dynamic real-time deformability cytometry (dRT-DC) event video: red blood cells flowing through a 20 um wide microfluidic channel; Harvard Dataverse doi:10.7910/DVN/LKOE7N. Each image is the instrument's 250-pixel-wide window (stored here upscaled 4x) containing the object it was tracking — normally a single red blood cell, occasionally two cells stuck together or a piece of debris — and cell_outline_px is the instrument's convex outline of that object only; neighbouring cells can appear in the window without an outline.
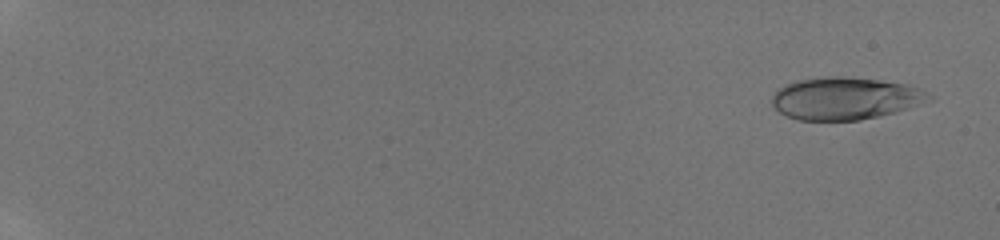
{"species": "human", "species_latin": "Homo sapiens", "temperature_condition": "room temperature", "stored_images_in_passage": 18, "camera_frame_rate_fps": 3000, "um_per_image_px": 0.085, "donor": {"sex": "male"}, "frame": {"image": 1, "passage_image": 1, "time_ms": 0.0, "image_size_px": [1000, 240], "cell_outline_px": [[936, 96], [932, 100], [896, 112], [860, 120], [796, 120], [780, 112], [772, 104], [772, 96], [784, 84], [796, 80], [828, 76], [836, 76], [880, 80], [904, 84], [920, 88]], "centroid_in_image_um": [71.87, 8.36], "position_along_channel_um": 13.1, "area_um2": 38.78}}
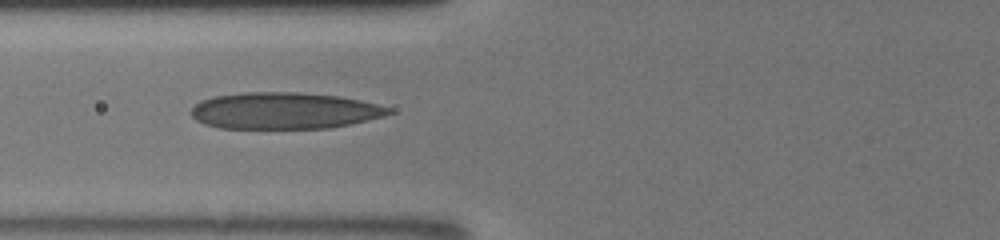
{"frame": {"image": 2, "passage_image": 12, "time_ms": 7.333, "image_size_px": [1000, 240], "cell_outline_px": [[392, 112], [384, 116], [348, 124], [328, 128], [220, 128], [204, 124], [196, 120], [192, 116], [192, 108], [200, 100], [212, 96], [244, 92], [300, 92], [340, 96], [360, 100], [392, 108]], "centroid_in_image_um": [24.14, 9.4], "position_along_channel_um": 101.7, "area_um2": 42.08}}
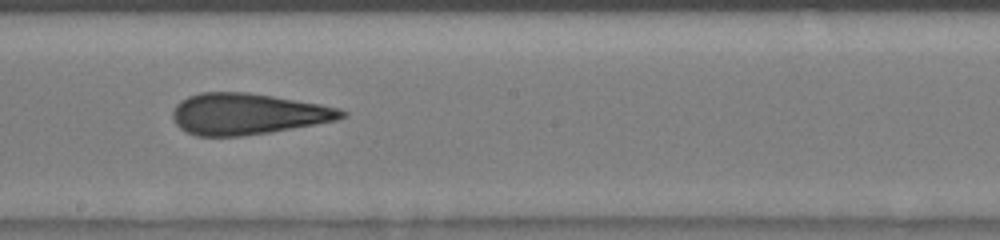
{"frame": {"image": 3, "passage_image": 17, "time_ms": 10.333, "image_size_px": [1000, 240], "cell_outline_px": [[348, 116], [336, 120], [316, 124], [268, 132], [240, 136], [196, 136], [180, 128], [172, 120], [172, 112], [176, 104], [180, 100], [188, 96], [200, 92], [248, 92], [320, 104], [340, 108], [348, 112]], "centroid_in_image_um": [21.03, 9.68], "position_along_channel_um": 227.2, "area_um2": 40.58}}